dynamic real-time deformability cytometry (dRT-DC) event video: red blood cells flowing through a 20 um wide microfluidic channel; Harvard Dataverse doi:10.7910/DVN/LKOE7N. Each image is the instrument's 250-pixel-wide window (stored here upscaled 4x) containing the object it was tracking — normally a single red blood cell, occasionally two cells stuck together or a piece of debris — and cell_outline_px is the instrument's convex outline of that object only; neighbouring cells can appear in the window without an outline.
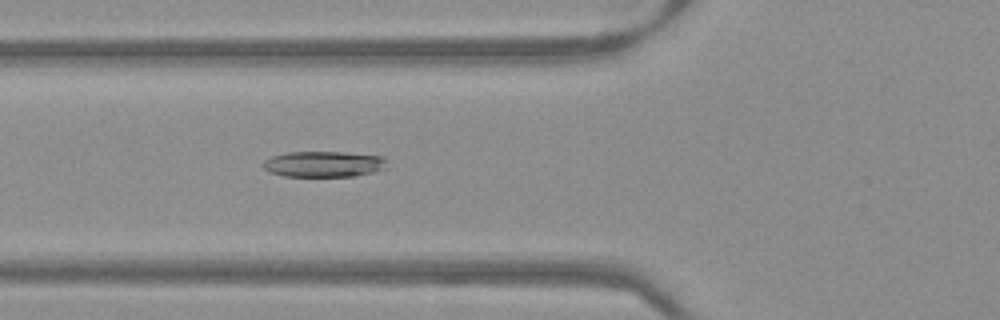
{"species": "Egyptian fruit bat (a non-hibernating species)", "species_latin": "Rousettus aegyptiacus", "temperature_condition": "warm", "stored_images_in_passage": 30, "camera_frame_rate_fps": 3000, "um_per_image_px": 0.085, "frame": {"image": 1, "passage_image": 20, "time_ms": 6.333, "image_size_px": [1000, 320], "cell_outline_px": [[388, 168], [356, 176], [284, 176], [268, 172], [260, 164], [264, 160], [272, 156], [288, 152], [344, 152], [380, 156], [388, 160]], "centroid_in_image_um": [27.52, 13.95], "position_along_channel_um": 98.3, "area_um2": 18.84}}
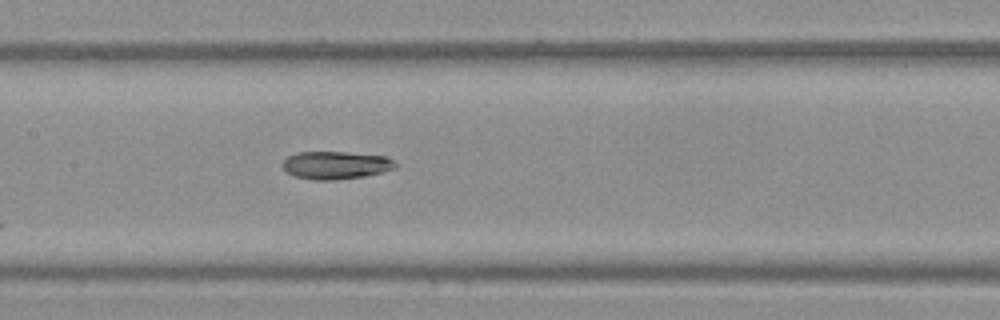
{"frame": {"image": 2, "passage_image": 26, "time_ms": 8.333, "image_size_px": [1000, 320], "cell_outline_px": [[396, 168], [384, 172], [364, 176], [336, 180], [312, 180], [292, 176], [284, 172], [280, 164], [288, 156], [296, 152], [344, 152], [388, 156], [396, 164]], "centroid_in_image_um": [28.49, 14.05], "position_along_channel_um": 178.9, "area_um2": 18.67}}
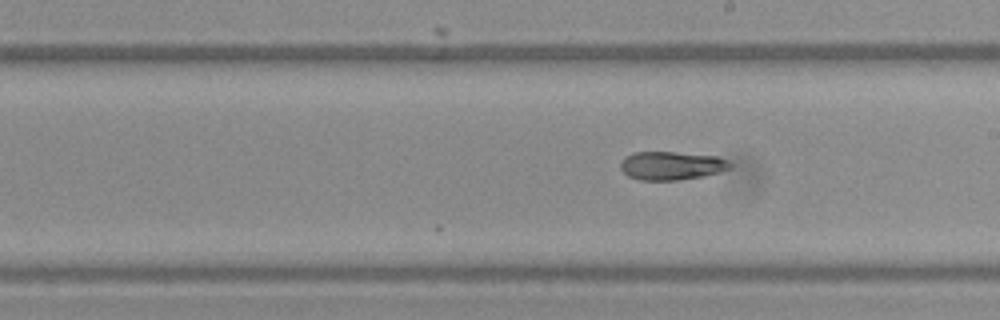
{"frame": {"image": 3, "passage_image": 30, "time_ms": 9.667, "image_size_px": [1000, 320], "cell_outline_px": [[732, 164], [728, 168], [720, 172], [704, 176], [676, 180], [640, 180], [628, 176], [620, 168], [620, 164], [624, 156], [632, 152], [676, 152], [716, 156], [728, 160]], "centroid_in_image_um": [57.05, 14.07], "position_along_channel_um": 232.0, "area_um2": 18.21}}